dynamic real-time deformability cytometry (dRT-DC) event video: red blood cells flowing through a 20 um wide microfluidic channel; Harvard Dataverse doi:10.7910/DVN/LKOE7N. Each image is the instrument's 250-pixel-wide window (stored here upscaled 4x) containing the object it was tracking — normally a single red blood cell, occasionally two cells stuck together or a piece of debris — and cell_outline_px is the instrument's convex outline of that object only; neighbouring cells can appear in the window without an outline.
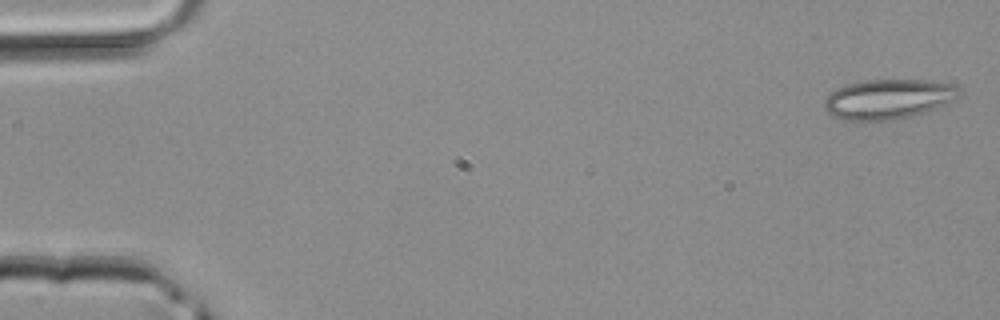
{"species": "common noctule bat (a hibernating species)", "species_latin": "Nyctalus noctula", "temperature_condition": "room temperature", "stored_images_in_passage": 4, "camera_frame_rate_fps": 3000, "um_per_image_px": 0.085, "animal": {"sex": "male", "body_mass_g": 20.4}, "frame": {"image": 1, "passage_image": 1, "time_ms": 0.0, "image_size_px": [1000, 320], "cell_outline_px": [[960, 96], [956, 100], [944, 108], [892, 120], [860, 124], [856, 124], [832, 116], [824, 108], [824, 100], [836, 88], [848, 84], [864, 80], [924, 80], [952, 84], [956, 88]], "centroid_in_image_um": [75.49, 8.48], "position_along_channel_um": 9.5, "area_um2": 32.25}}